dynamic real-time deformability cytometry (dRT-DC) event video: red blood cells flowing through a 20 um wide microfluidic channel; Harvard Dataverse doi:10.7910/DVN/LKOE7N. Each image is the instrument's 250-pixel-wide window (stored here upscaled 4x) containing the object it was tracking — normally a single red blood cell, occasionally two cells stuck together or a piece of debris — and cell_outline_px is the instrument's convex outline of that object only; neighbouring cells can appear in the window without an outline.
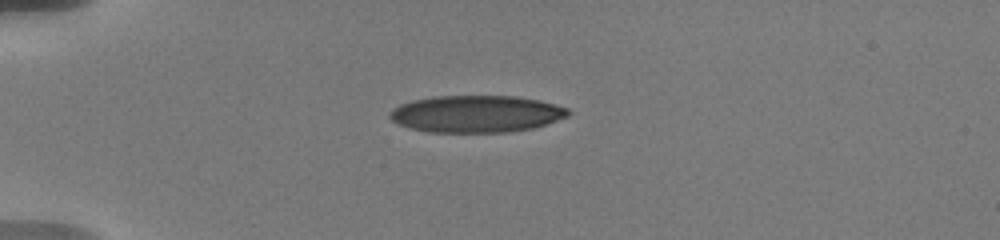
{"species": "human", "species_latin": "Homo sapiens", "temperature_condition": "warm", "stored_images_in_passage": 10, "camera_frame_rate_fps": 3000, "um_per_image_px": 0.085, "donor": {"sex": "male"}, "frame": {"image": 1, "passage_image": 1, "time_ms": 0.0, "image_size_px": [1000, 240], "cell_outline_px": [[572, 112], [568, 116], [532, 128], [512, 132], [428, 132], [408, 128], [392, 120], [388, 116], [388, 112], [392, 108], [400, 104], [412, 100], [432, 96], [516, 96], [540, 100], [556, 104], [568, 108]], "centroid_in_image_um": [40.46, 9.67], "position_along_channel_um": 44.5, "area_um2": 38.73}}
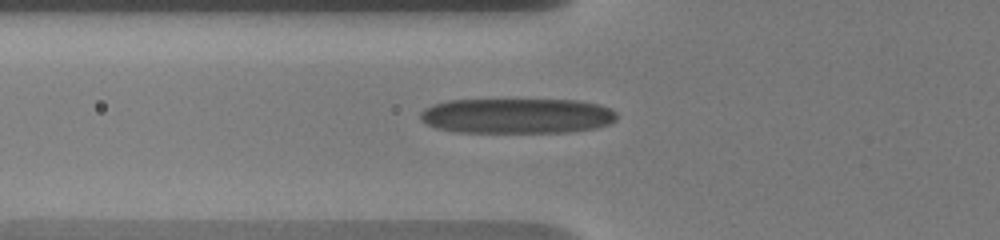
{"frame": {"image": 2, "passage_image": 6, "time_ms": 2.0, "image_size_px": [1000, 240], "cell_outline_px": [[616, 120], [608, 124], [596, 128], [568, 132], [456, 132], [436, 128], [420, 120], [420, 112], [424, 108], [432, 104], [448, 100], [576, 100], [600, 104], [616, 112]], "centroid_in_image_um": [43.92, 9.85], "position_along_channel_um": 81.9, "area_um2": 40.46}}